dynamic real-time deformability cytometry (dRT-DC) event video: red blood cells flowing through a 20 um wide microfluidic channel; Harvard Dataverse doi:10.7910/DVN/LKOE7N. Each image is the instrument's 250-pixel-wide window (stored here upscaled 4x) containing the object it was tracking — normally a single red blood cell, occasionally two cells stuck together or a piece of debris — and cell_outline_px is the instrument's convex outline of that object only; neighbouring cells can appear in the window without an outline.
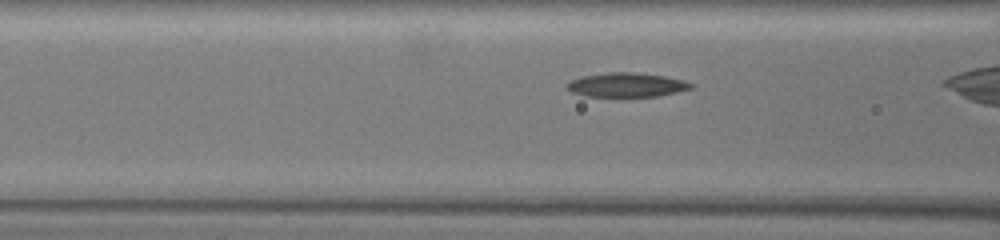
{"species": "common noctule bat (a hibernating species)", "species_latin": "Nyctalus noctula", "temperature_condition": "warm", "stored_images_in_passage": 28, "camera_frame_rate_fps": 3000, "um_per_image_px": 0.085, "animal": {"sex": "female", "body_mass_g": 19.5, "forearm_length_mm": 54.1}, "frame": {"image": 1, "passage_image": 7, "time_ms": 2.0, "image_size_px": [1000, 240], "cell_outline_px": [[692, 88], [676, 92], [656, 96], [584, 96], [572, 92], [568, 88], [568, 84], [572, 80], [580, 76], [608, 72], [632, 72], [664, 76], [684, 80], [692, 84]], "centroid_in_image_um": [53.25, 7.21], "position_along_channel_um": 113.3, "area_um2": 17.22}}
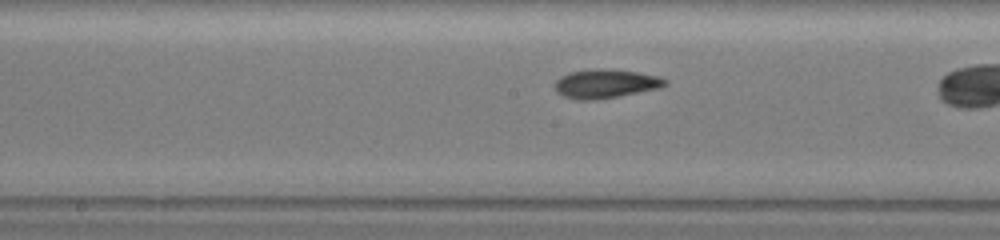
{"frame": {"image": 2, "passage_image": 15, "time_ms": 4.667, "image_size_px": [1000, 240], "cell_outline_px": [[668, 84], [660, 88], [596, 100], [576, 100], [560, 96], [556, 92], [556, 80], [560, 76], [568, 72], [596, 68], [608, 68], [636, 72], [656, 76], [668, 80]], "centroid_in_image_um": [51.43, 7.11], "position_along_channel_um": 196.8, "area_um2": 18.73}}
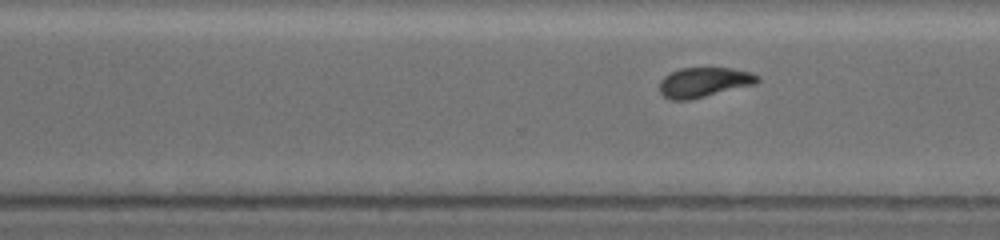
{"frame": {"image": 3, "passage_image": 26, "time_ms": 8.333, "image_size_px": [1000, 240], "cell_outline_px": [[760, 80], [756, 84], [692, 100], [668, 100], [660, 92], [660, 80], [664, 76], [680, 68], [732, 68], [752, 72], [760, 76]], "centroid_in_image_um": [59.86, 7.0], "position_along_channel_um": 310.7, "area_um2": 17.28}}